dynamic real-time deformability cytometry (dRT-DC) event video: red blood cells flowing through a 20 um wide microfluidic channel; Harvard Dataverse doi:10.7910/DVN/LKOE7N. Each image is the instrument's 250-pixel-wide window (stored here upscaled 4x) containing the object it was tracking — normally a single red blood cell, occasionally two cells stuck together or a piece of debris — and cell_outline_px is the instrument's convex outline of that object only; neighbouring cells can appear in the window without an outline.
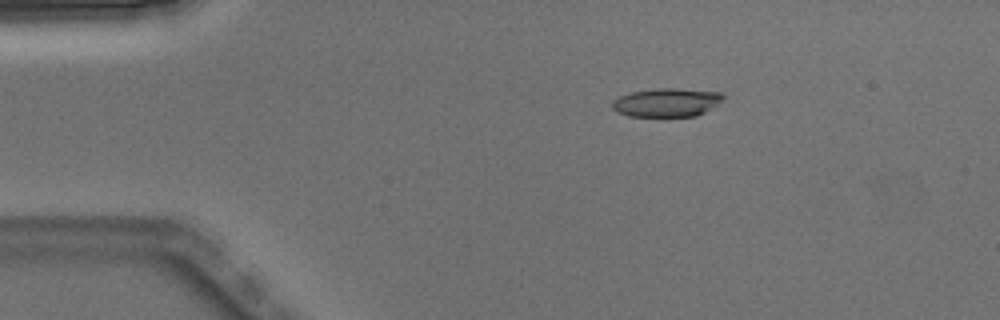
{"species": "Egyptian fruit bat (a non-hibernating species)", "species_latin": "Rousettus aegyptiacus", "temperature_condition": "warm", "stored_images_in_passage": 4, "camera_frame_rate_fps": 3000, "um_per_image_px": 0.085, "animal": {"sex": "male"}, "frame": {"image": 1, "passage_image": 2, "time_ms": 0.333, "image_size_px": [1000, 320], "cell_outline_px": [[728, 96], [704, 112], [696, 116], [628, 116], [616, 112], [612, 108], [612, 100], [620, 96], [632, 92], [656, 88], [676, 88], [720, 92]], "centroid_in_image_um": [56.66, 8.7], "position_along_channel_um": 28.3, "area_um2": 18.5}}
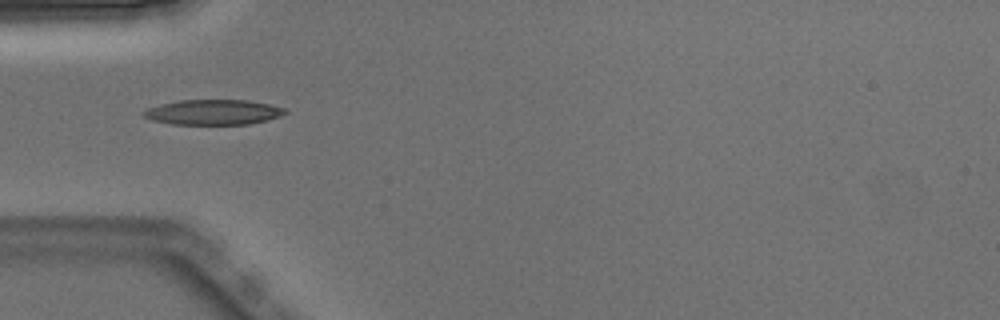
{"frame": {"image": 2, "passage_image": 4, "time_ms": 1.0, "image_size_px": [1000, 320], "cell_outline_px": [[288, 112], [280, 116], [268, 120], [248, 124], [172, 124], [152, 120], [144, 116], [140, 112], [148, 108], [160, 104], [180, 100], [248, 100], [268, 104], [284, 108]], "centroid_in_image_um": [18.11, 9.53], "position_along_channel_um": 66.9, "area_um2": 20.69}}